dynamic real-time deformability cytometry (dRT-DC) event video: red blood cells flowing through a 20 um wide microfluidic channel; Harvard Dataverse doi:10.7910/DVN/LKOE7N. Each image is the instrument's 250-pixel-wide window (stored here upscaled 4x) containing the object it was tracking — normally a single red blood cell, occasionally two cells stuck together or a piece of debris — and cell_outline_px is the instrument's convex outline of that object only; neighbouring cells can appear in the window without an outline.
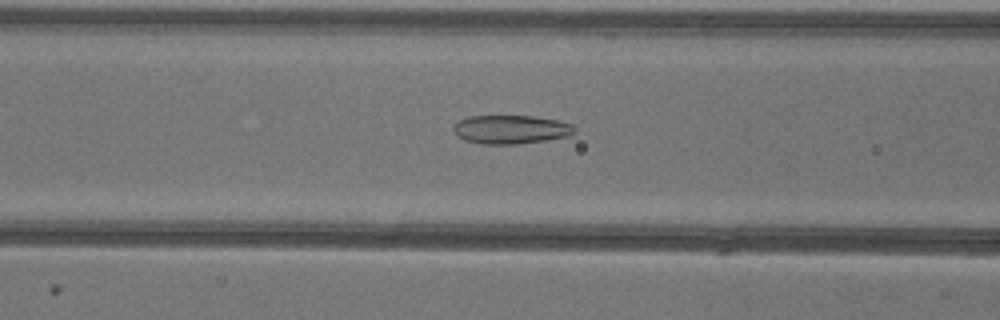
{"species": "common noctule bat (a hibernating species)", "species_latin": "Nyctalus noctula", "temperature_condition": "warm", "stored_images_in_passage": 52, "camera_frame_rate_fps": 3000, "um_per_image_px": 0.085, "animal": {"sex": "female"}, "frame": {"image": 1, "passage_image": 21, "time_ms": 6.667, "image_size_px": [1000, 320], "cell_outline_px": [[576, 132], [568, 136], [548, 140], [516, 144], [480, 144], [464, 140], [452, 128], [460, 120], [468, 116], [536, 116], [556, 120], [572, 124], [576, 128]], "centroid_in_image_um": [43.47, 11.0], "position_along_channel_um": 123.1, "area_um2": 20.23}}
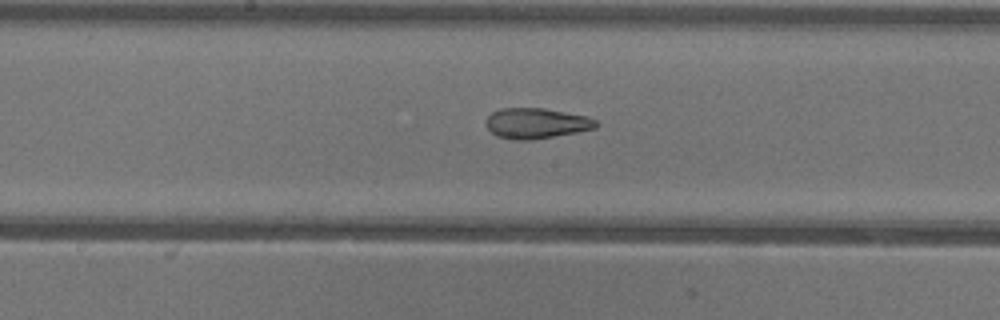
{"frame": {"image": 2, "passage_image": 27, "time_ms": 8.667, "image_size_px": [1000, 320], "cell_outline_px": [[600, 124], [596, 128], [576, 132], [532, 140], [512, 140], [496, 136], [484, 124], [484, 120], [492, 112], [500, 108], [544, 108], [588, 116], [596, 120]], "centroid_in_image_um": [45.57, 10.48], "position_along_channel_um": 202.6, "area_um2": 19.77}}
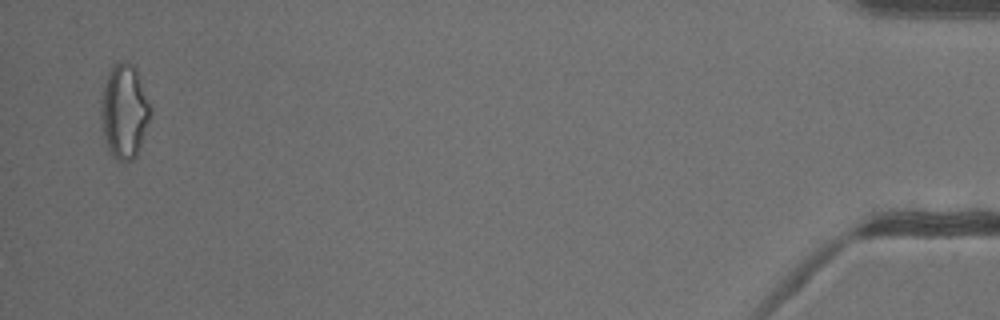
{"frame": {"image": 3, "passage_image": 51, "time_ms": 16.667, "image_size_px": [1000, 320], "cell_outline_px": [[152, 116], [140, 148], [136, 156], [132, 160], [116, 160], [108, 152], [104, 136], [100, 116], [100, 100], [104, 76], [120, 60], [132, 64], [136, 68], [152, 108]], "centroid_in_image_um": [10.56, 9.46], "position_along_channel_um": 424.6, "area_um2": 27.86}, "authors_computed_cell_mechanics": {"area_um2": 22.8021, "velocity_mm_per_s": 3.9524, "shape_relaxation_time_tau1_ms": null, "shape_relaxation_time_tau2_ms": 2.3857, "deformation_change_tau1": null, "deformation_change_tau2": 0.0974}}